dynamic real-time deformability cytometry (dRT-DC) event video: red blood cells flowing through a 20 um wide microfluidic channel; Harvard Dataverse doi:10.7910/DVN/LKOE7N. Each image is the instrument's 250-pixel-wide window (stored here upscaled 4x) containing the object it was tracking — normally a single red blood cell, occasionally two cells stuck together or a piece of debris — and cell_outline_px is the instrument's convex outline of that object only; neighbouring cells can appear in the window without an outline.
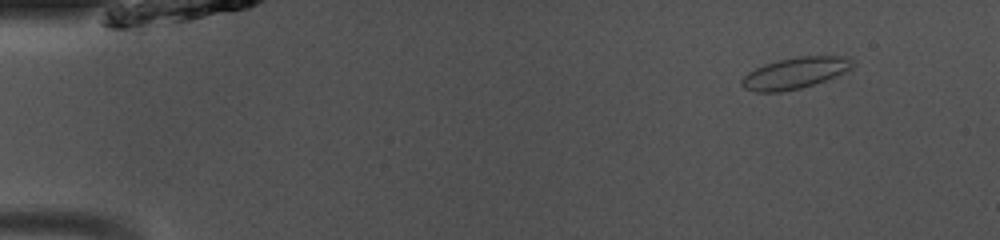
{"species": "common noctule bat (a hibernating species)", "species_latin": "Nyctalus noctula", "temperature_condition": "room temperature", "stored_images_in_passage": 45, "camera_frame_rate_fps": 3000, "um_per_image_px": 0.085, "animal": {"sex": "male", "body_mass_g": 13.0, "forearm_length_mm": 53.1}, "frame": {"image": 1, "passage_image": 1, "time_ms": 0.0, "image_size_px": [1000, 240], "cell_outline_px": [[856, 64], [852, 68], [844, 72], [824, 80], [800, 88], [780, 92], [756, 92], [744, 88], [740, 84], [740, 80], [748, 72], [764, 64], [780, 60], [800, 56], [852, 56]], "centroid_in_image_um": [67.59, 6.2], "position_along_channel_um": 17.4, "area_um2": 20.17}}
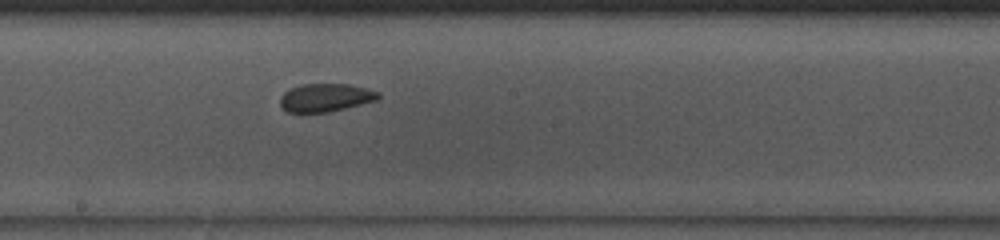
{"frame": {"image": 2, "passage_image": 23, "time_ms": 7.333, "image_size_px": [1000, 240], "cell_outline_px": [[380, 96], [376, 100], [328, 112], [288, 112], [280, 104], [280, 96], [284, 92], [292, 88], [304, 84], [348, 84], [368, 88], [380, 92]], "centroid_in_image_um": [27.68, 8.29], "position_along_channel_um": 220.5, "area_um2": 15.9}}
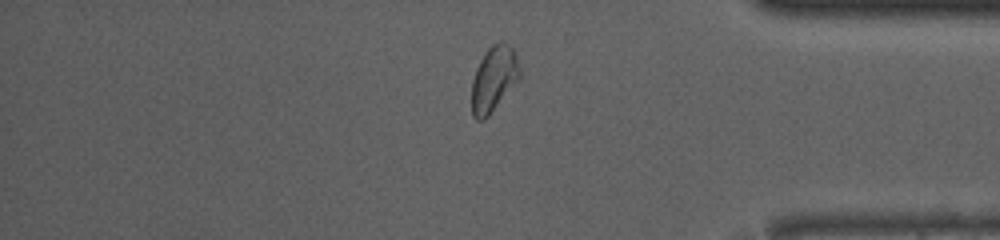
{"frame": {"image": 3, "passage_image": 37, "time_ms": 12.0, "image_size_px": [1000, 240], "cell_outline_px": [[520, 80], [488, 116], [484, 120], [476, 120], [472, 116], [472, 80], [476, 68], [484, 52], [492, 44], [500, 40], [504, 40], [512, 48], [516, 56], [520, 68]], "centroid_in_image_um": [41.98, 6.69], "position_along_channel_um": 393.2, "area_um2": 18.61}}